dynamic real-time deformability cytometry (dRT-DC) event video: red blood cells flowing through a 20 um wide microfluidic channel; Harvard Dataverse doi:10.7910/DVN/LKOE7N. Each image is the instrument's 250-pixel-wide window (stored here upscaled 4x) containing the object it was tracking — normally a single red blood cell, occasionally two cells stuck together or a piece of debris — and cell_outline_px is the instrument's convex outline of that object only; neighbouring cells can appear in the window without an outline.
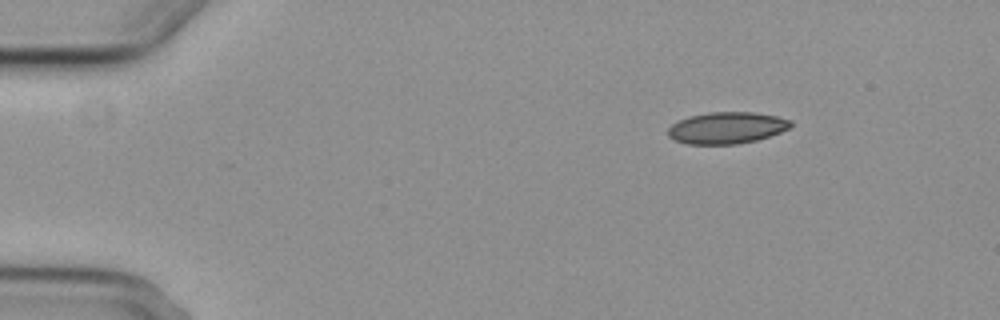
{"species": "common noctule bat (a hibernating species)", "species_latin": "Nyctalus noctula", "temperature_condition": "cold", "stored_images_in_passage": 4, "camera_frame_rate_fps": 3000, "um_per_image_px": 0.085, "animal": {"sex": "female", "body_mass_g": 29.2, "forearm_length_mm": 56.3}, "frame": {"image": 1, "passage_image": 1, "time_ms": 0.0, "image_size_px": [1000, 320], "cell_outline_px": [[792, 124], [788, 128], [780, 132], [756, 140], [736, 144], [688, 144], [676, 140], [668, 136], [668, 128], [672, 124], [680, 120], [692, 116], [708, 112], [752, 112], [776, 116], [792, 120]], "centroid_in_image_um": [61.78, 10.86], "position_along_channel_um": 23.2, "area_um2": 22.37}}
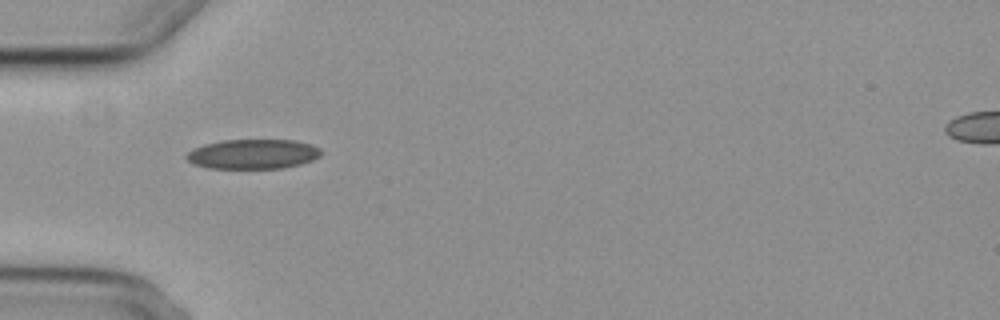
{"frame": {"image": 2, "passage_image": 4, "time_ms": 3.333, "image_size_px": [1000, 320], "cell_outline_px": [[320, 156], [312, 160], [300, 164], [284, 168], [208, 168], [192, 164], [184, 156], [188, 152], [204, 144], [224, 140], [296, 140], [312, 144], [320, 148]], "centroid_in_image_um": [21.51, 13.09], "position_along_channel_um": 63.5, "area_um2": 23.29}}